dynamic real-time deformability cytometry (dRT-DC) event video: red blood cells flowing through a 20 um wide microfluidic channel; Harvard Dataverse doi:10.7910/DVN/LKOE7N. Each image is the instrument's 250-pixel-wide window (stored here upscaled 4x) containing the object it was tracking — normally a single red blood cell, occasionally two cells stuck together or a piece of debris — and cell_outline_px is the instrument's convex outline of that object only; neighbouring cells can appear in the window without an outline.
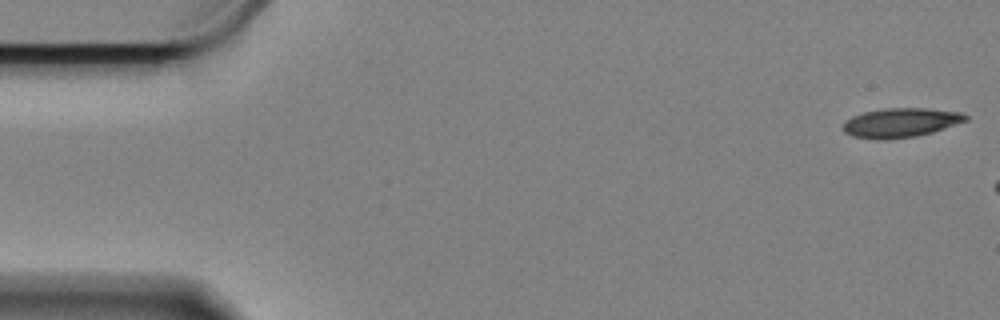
{"species": "Egyptian fruit bat (a non-hibernating species)", "species_latin": "Rousettus aegyptiacus", "temperature_condition": "cold", "stored_images_in_passage": 8, "camera_frame_rate_fps": 3000, "um_per_image_px": 0.085, "animal": {"sex": "female"}, "frame": {"image": 1, "passage_image": 1, "time_ms": 0.0, "image_size_px": [1000, 320], "cell_outline_px": [[968, 120], [932, 132], [916, 136], [888, 140], [876, 140], [852, 136], [844, 132], [844, 120], [852, 116], [864, 112], [884, 108], [928, 108], [964, 112], [968, 116]], "centroid_in_image_um": [76.56, 10.43], "position_along_channel_um": 8.4, "area_um2": 21.15}}